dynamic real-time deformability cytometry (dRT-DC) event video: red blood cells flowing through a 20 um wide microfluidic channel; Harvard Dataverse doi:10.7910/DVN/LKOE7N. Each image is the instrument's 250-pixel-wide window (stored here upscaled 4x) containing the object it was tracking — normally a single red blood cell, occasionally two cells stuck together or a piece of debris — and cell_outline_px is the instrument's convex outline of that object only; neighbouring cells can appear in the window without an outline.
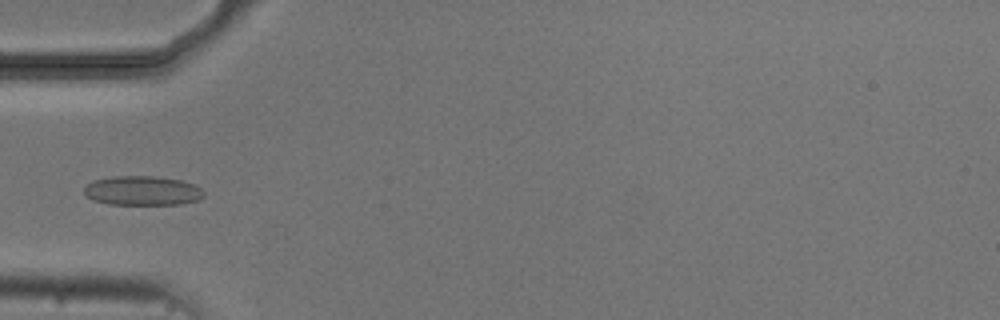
{"species": "common noctule bat (a hibernating species)", "species_latin": "Nyctalus noctula", "temperature_condition": "cold", "stored_images_in_passage": 5, "camera_frame_rate_fps": 3000, "um_per_image_px": 0.085, "animal": {"sex": "male", "body_mass_g": 20.5, "forearm_length_mm": 52.5}, "frame": {"image": 1, "passage_image": 5, "time_ms": 5.667, "image_size_px": [1000, 320], "cell_outline_px": [[204, 196], [196, 200], [180, 204], [108, 204], [92, 200], [84, 192], [84, 188], [88, 184], [96, 180], [112, 176], [156, 176], [180, 180], [192, 184], [200, 188], [204, 192]], "centroid_in_image_um": [12.1, 16.21], "position_along_channel_um": 72.9, "area_um2": 20.29}}